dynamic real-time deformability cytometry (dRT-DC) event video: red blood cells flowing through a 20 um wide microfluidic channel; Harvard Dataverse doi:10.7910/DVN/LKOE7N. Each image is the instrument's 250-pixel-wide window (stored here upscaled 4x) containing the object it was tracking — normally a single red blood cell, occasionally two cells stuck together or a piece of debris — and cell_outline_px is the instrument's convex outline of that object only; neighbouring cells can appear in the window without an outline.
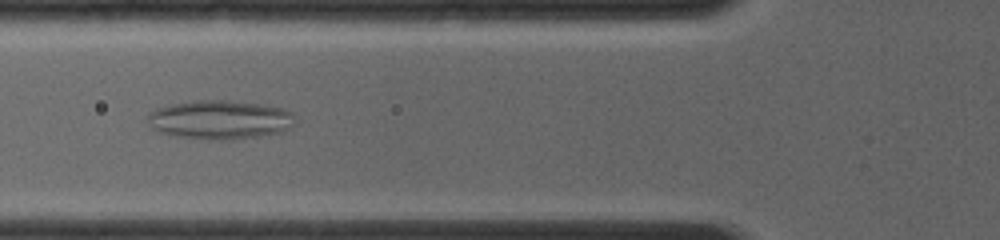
{"species": "common noctule bat (a hibernating species)", "species_latin": "Nyctalus noctula", "temperature_condition": "room temperature", "stored_images_in_passage": 11, "camera_frame_rate_fps": 4000, "um_per_image_px": 0.085, "animal": {"sex": "female", "body_mass_g": 19.0, "forearm_length_mm": 56.7}, "frame": {"image": 1, "passage_image": 6, "time_ms": 2.25, "image_size_px": [1000, 240], "cell_outline_px": [[292, 124], [284, 132], [260, 136], [232, 140], [208, 140], [176, 136], [156, 132], [148, 124], [148, 116], [152, 112], [160, 108], [172, 104], [196, 100], [232, 100], [260, 104], [280, 108], [292, 112]], "centroid_in_image_um": [18.67, 10.19], "position_along_channel_um": 107.1, "area_um2": 33.47}}
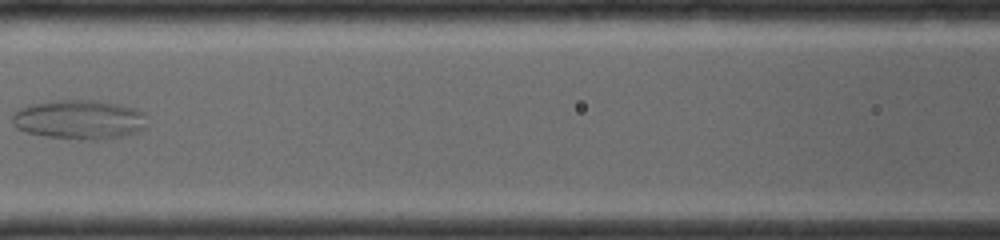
{"frame": {"image": 2, "passage_image": 9, "time_ms": 3.5, "image_size_px": [1000, 240], "cell_outline_px": [[144, 128], [140, 132], [124, 136], [104, 140], [80, 140], [44, 136], [28, 132], [16, 128], [12, 120], [12, 116], [20, 108], [32, 104], [52, 100], [100, 100], [120, 104], [144, 112]], "centroid_in_image_um": [6.76, 10.17], "position_along_channel_um": 159.8, "area_um2": 31.15}}